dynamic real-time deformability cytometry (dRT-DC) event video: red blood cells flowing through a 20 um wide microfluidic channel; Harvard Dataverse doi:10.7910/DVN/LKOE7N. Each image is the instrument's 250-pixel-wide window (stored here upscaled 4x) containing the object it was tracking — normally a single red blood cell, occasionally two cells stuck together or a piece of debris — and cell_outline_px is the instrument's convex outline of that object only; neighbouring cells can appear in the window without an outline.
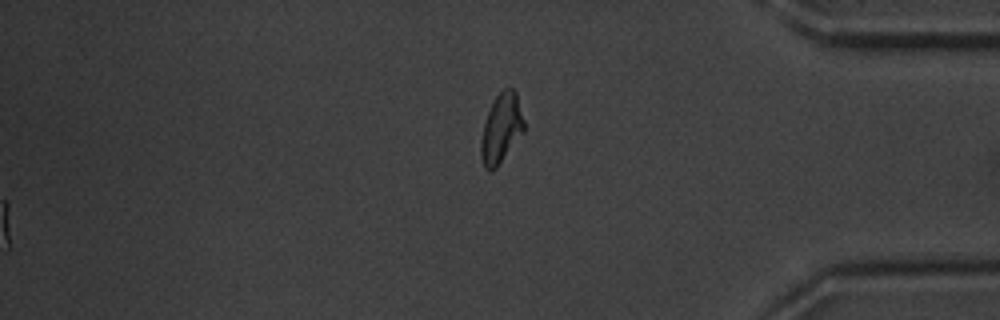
{"species": "common noctule bat (a hibernating species)", "species_latin": "Nyctalus noctula", "temperature_condition": "warm", "stored_images_in_passage": 49, "segment_of_instrument_passage": [2, 2], "camera_frame_rate_fps": 3000, "um_per_image_px": 0.085, "animal": {"sex": "male", "body_mass_g": 20.1, "forearm_length_mm": 53.5}, "frame": {"image": 1, "passage_image": 49, "time_ms": 16.0, "image_size_px": [1000, 320], "cell_outline_px": [[524, 132], [496, 168], [488, 172], [484, 168], [480, 156], [480, 140], [484, 124], [492, 100], [504, 88], [512, 88], [516, 92], [524, 120]], "centroid_in_image_um": [42.59, 10.93], "position_along_channel_um": 392.6, "area_um2": 17.51}}